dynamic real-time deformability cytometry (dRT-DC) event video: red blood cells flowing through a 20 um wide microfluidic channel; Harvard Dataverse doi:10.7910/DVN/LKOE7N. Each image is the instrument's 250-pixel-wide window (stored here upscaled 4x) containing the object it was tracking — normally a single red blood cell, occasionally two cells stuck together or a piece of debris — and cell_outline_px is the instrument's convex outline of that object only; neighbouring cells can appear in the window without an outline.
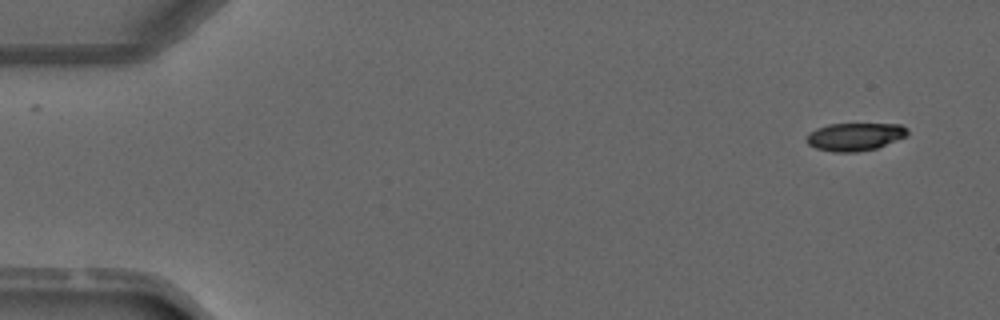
{"species": "common noctule bat (a hibernating species)", "species_latin": "Nyctalus noctula", "temperature_condition": "warm", "stored_images_in_passage": 2, "camera_frame_rate_fps": 3000, "um_per_image_px": 0.085, "animal": {"sex": "male", "forearm_length_mm": 52.5}, "frame": {"image": 1, "passage_image": 2, "time_ms": 1.0, "image_size_px": [1000, 320], "cell_outline_px": [[908, 136], [876, 148], [856, 152], [832, 152], [816, 148], [808, 144], [804, 140], [808, 132], [816, 128], [828, 124], [900, 124], [908, 128]], "centroid_in_image_um": [72.64, 11.62], "position_along_channel_um": 12.4, "area_um2": 16.59}}